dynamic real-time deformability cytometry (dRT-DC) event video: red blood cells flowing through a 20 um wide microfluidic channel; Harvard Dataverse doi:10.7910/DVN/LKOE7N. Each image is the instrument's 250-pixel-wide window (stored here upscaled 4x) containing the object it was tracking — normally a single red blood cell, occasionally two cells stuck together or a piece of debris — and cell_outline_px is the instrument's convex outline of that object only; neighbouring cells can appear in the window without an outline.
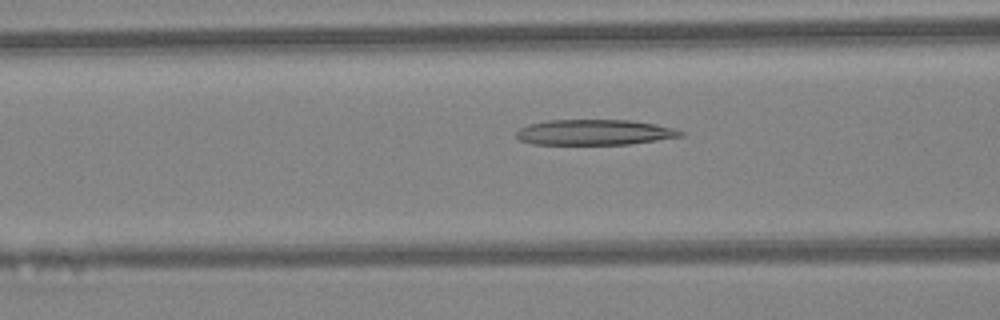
{"species": "Egyptian fruit bat (a non-hibernating species)", "species_latin": "Rousettus aegyptiacus", "temperature_condition": "warm", "stored_images_in_passage": 27, "camera_frame_rate_fps": 3000, "um_per_image_px": 0.085, "animal": {"sex": "female"}, "frame": {"image": 1, "passage_image": 8, "time_ms": 2.333, "image_size_px": [1000, 320], "cell_outline_px": [[684, 136], [628, 144], [532, 144], [520, 140], [516, 136], [516, 132], [520, 128], [528, 124], [548, 120], [632, 120], [656, 124], [672, 128], [684, 132]], "centroid_in_image_um": [50.52, 11.24], "position_along_channel_um": 116.1, "area_um2": 24.33}}
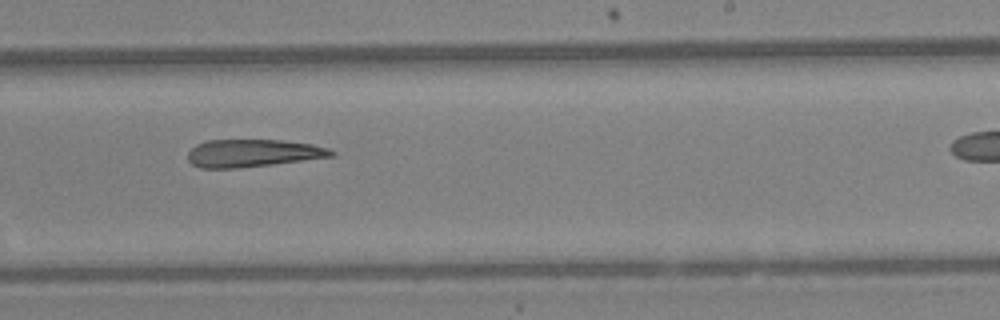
{"frame": {"image": 2, "passage_image": 18, "time_ms": 5.667, "image_size_px": [1000, 320], "cell_outline_px": [[336, 152], [332, 156], [272, 164], [236, 168], [200, 168], [192, 164], [188, 160], [188, 152], [196, 144], [208, 140], [280, 140], [312, 144], [328, 148]], "centroid_in_image_um": [21.45, 13.01], "position_along_channel_um": 267.5, "area_um2": 22.89}}
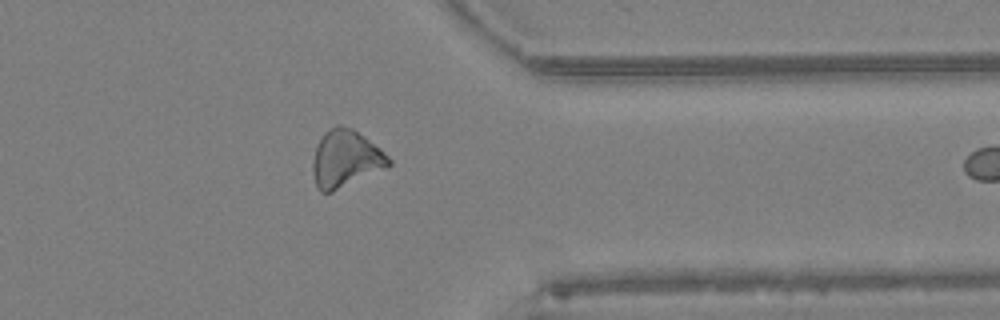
{"frame": {"image": 3, "passage_image": 26, "time_ms": 8.333, "image_size_px": [1000, 320], "cell_outline_px": [[392, 164], [332, 192], [320, 192], [316, 188], [312, 172], [312, 160], [316, 144], [324, 132], [336, 124], [352, 128], [364, 136], [380, 148], [392, 160]], "centroid_in_image_um": [29.32, 13.48], "position_along_channel_um": 382.1, "area_um2": 25.26}}